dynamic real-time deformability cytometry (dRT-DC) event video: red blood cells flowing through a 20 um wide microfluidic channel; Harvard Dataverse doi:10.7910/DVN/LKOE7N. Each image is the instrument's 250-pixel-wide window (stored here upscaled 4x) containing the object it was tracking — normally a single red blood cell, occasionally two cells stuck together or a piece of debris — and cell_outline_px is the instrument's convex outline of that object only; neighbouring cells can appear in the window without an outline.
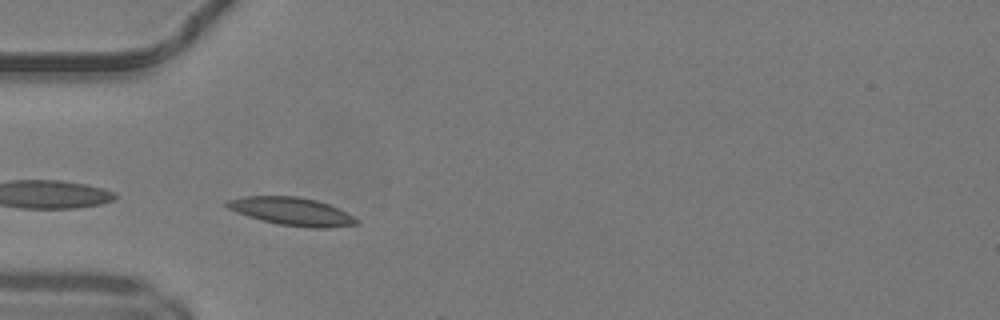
{"species": "common noctule bat (a hibernating species)", "species_latin": "Nyctalus noctula", "temperature_condition": "warm", "stored_images_in_passage": 33, "camera_frame_rate_fps": 3000, "um_per_image_px": 0.085, "animal": {"sex": "male", "body_mass_g": 19.2, "forearm_length_mm": 51.8}, "frame": {"image": 1, "passage_image": 1, "time_ms": 0.0, "image_size_px": [1000, 320], "cell_outline_px": [[360, 224], [328, 228], [308, 228], [280, 224], [248, 216], [236, 212], [228, 208], [224, 204], [228, 200], [244, 196], [296, 196], [316, 200], [328, 204], [360, 220]], "centroid_in_image_um": [24.81, 17.97], "position_along_channel_um": 60.2, "area_um2": 20.92}}
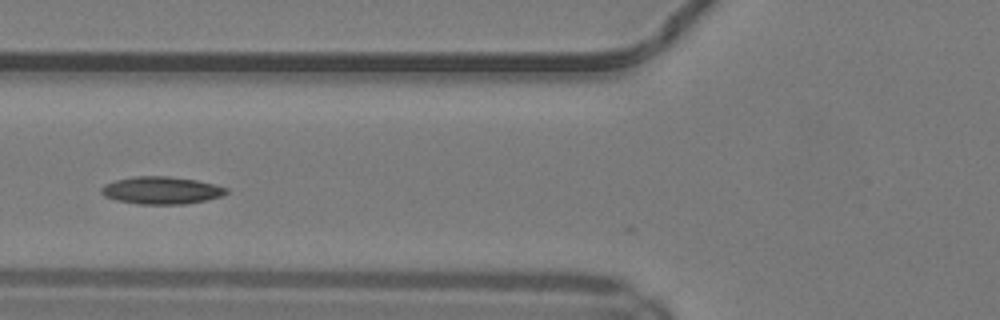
{"frame": {"image": 2, "passage_image": 5, "time_ms": 1.333, "image_size_px": [1000, 320], "cell_outline_px": [[228, 192], [224, 196], [208, 200], [184, 204], [140, 204], [116, 200], [104, 196], [100, 192], [100, 188], [104, 184], [116, 180], [136, 176], [168, 176], [196, 180], [228, 188]], "centroid_in_image_um": [13.72, 16.18], "position_along_channel_um": 112.1, "area_um2": 20.06}}
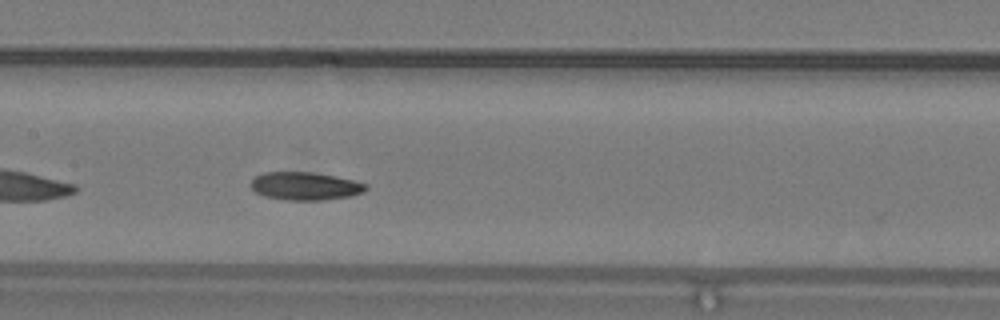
{"frame": {"image": 3, "passage_image": 10, "time_ms": 3.0, "image_size_px": [1000, 320], "cell_outline_px": [[368, 188], [364, 192], [352, 196], [324, 200], [284, 200], [264, 196], [256, 192], [248, 184], [256, 176], [264, 172], [312, 172], [336, 176], [368, 184]], "centroid_in_image_um": [25.95, 15.82], "position_along_channel_um": 181.5, "area_um2": 18.96}}